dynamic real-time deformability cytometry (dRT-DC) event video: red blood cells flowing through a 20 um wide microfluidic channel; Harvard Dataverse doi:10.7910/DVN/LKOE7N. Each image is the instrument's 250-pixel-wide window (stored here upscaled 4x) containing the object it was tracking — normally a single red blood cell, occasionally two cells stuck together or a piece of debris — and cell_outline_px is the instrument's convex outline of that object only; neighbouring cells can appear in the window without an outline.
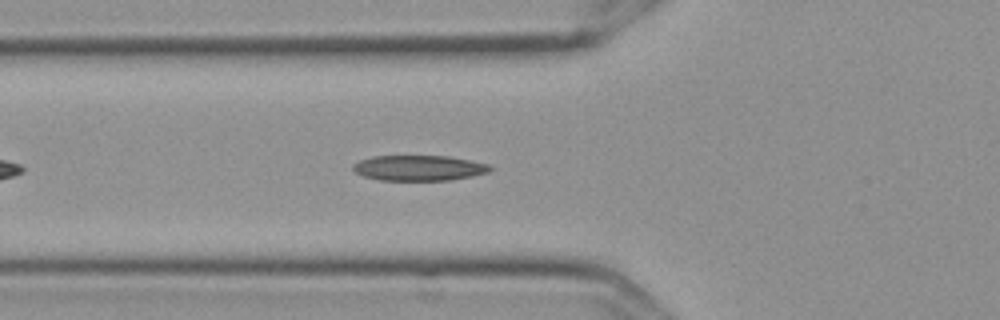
{"species": "Egyptian fruit bat (a non-hibernating species)", "species_latin": "Rousettus aegyptiacus", "temperature_condition": "cold", "stored_images_in_passage": 43, "camera_frame_rate_fps": 3000, "um_per_image_px": 0.085, "frame": {"image": 1, "passage_image": 6, "time_ms": 1.667, "image_size_px": [1000, 320], "cell_outline_px": [[492, 168], [488, 172], [472, 176], [448, 180], [380, 180], [364, 176], [356, 172], [352, 168], [352, 164], [360, 160], [372, 156], [448, 156], [488, 164]], "centroid_in_image_um": [35.58, 14.27], "position_along_channel_um": 90.2, "area_um2": 20.11}}
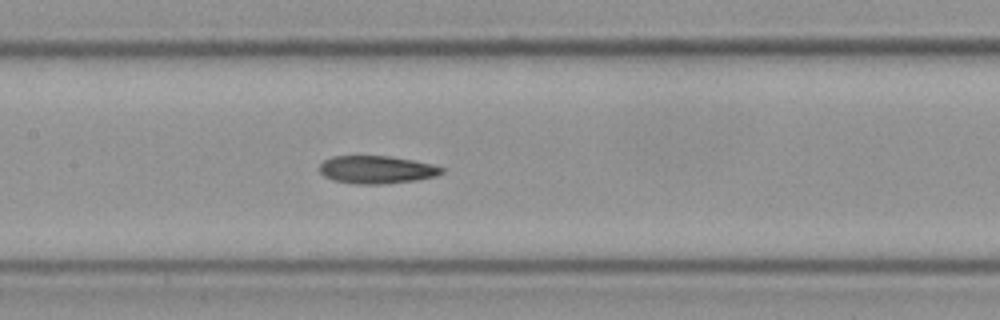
{"frame": {"image": 2, "passage_image": 13, "time_ms": 4.0, "image_size_px": [1000, 320], "cell_outline_px": [[444, 172], [436, 176], [416, 180], [380, 184], [356, 184], [332, 180], [324, 176], [320, 172], [320, 164], [324, 160], [332, 156], [388, 156], [412, 160], [432, 164], [444, 168]], "centroid_in_image_um": [32.0, 14.42], "position_along_channel_um": 175.4, "area_um2": 19.77}}
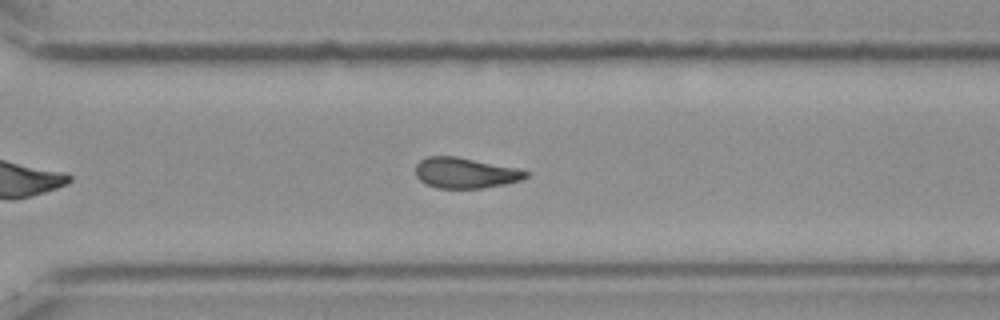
{"frame": {"image": 3, "passage_image": 26, "time_ms": 8.333, "image_size_px": [1000, 320], "cell_outline_px": [[528, 176], [524, 180], [504, 184], [480, 188], [436, 188], [420, 180], [416, 176], [416, 164], [420, 160], [428, 156], [456, 156], [512, 168], [528, 172]], "centroid_in_image_um": [39.51, 14.7], "position_along_channel_um": 331.1, "area_um2": 19.31}, "authors_computed_cell_mechanics": {"area_um2": 19.652, "velocity_mm_per_s": 3.6077, "shape_relaxation_time_tau1_ms": 10.0944, "shape_relaxation_time_tau2_ms": 5.9047, "deformation_change_tau1": 0.2233, "deformation_change_tau2": 0.1482}}